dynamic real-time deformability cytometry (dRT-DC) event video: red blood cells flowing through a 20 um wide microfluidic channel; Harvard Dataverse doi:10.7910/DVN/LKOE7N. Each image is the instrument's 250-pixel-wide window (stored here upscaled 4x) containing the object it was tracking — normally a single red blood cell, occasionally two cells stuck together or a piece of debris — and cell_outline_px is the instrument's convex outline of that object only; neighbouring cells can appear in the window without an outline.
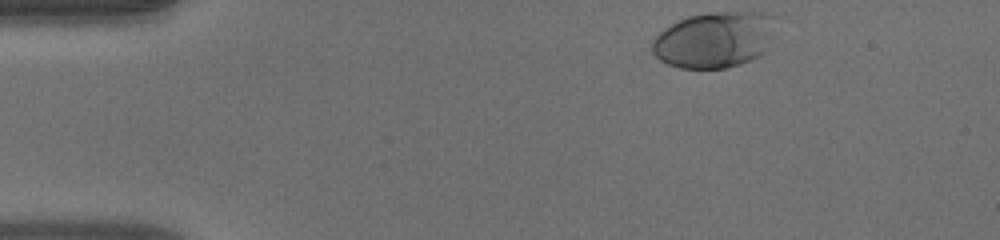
{"species": "human", "species_latin": "Homo sapiens", "temperature_condition": "warm", "stored_images_in_passage": 36, "camera_frame_rate_fps": 3000, "um_per_image_px": 0.085, "donor": {"sex": "male"}, "frame": {"image": 1, "passage_image": 1, "time_ms": 0.0, "image_size_px": [1000, 240], "cell_outline_px": [[776, 16], [764, 52], [760, 56], [740, 64], [724, 68], [680, 68], [668, 64], [660, 60], [652, 52], [652, 40], [664, 28], [688, 16], [708, 12], [772, 12]], "centroid_in_image_um": [60.71, 3.36], "position_along_channel_um": 24.3, "area_um2": 40.23}}
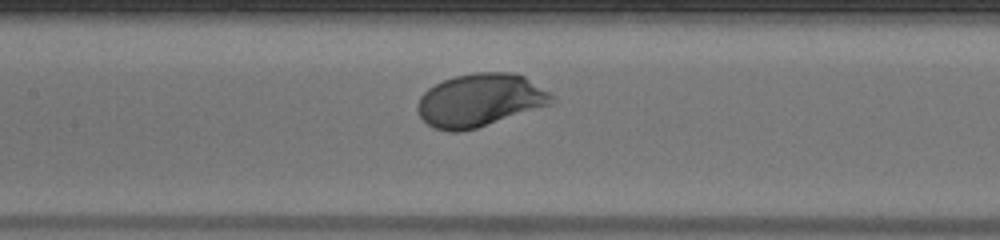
{"frame": {"image": 2, "passage_image": 18, "time_ms": 5.667, "image_size_px": [1000, 240], "cell_outline_px": [[552, 104], [476, 128], [460, 132], [448, 132], [432, 128], [420, 116], [416, 108], [416, 104], [420, 96], [428, 88], [444, 80], [456, 76], [476, 72], [512, 72], [524, 76], [548, 92], [552, 96]], "centroid_in_image_um": [40.75, 8.53], "position_along_channel_um": 166.7, "area_um2": 41.21}}
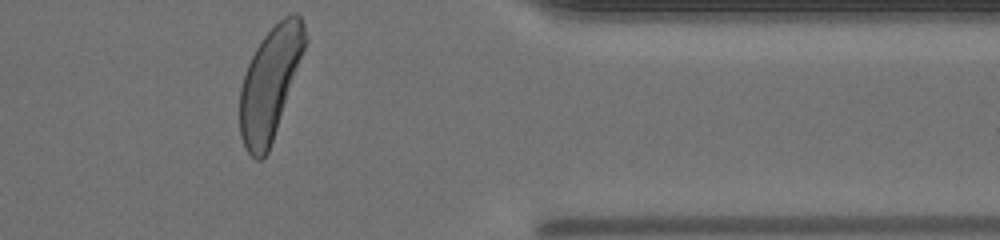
{"frame": {"image": 3, "passage_image": 36, "time_ms": 11.667, "image_size_px": [1000, 240], "cell_outline_px": [[308, 40], [268, 152], [260, 160], [256, 160], [244, 148], [240, 136], [240, 88], [248, 64], [256, 48], [264, 36], [284, 16], [292, 12], [296, 12], [300, 16], [304, 24]], "centroid_in_image_um": [22.96, 7.05], "position_along_channel_um": 388.4, "area_um2": 41.96}, "authors_computed_cell_mechanics": {"area_um2": 40.0843, "velocity_mm_per_s": 3.9875, "shape_relaxation_time_tau1_ms": 1.8514, "shape_relaxation_time_tau2_ms": null, "deformation_change_tau1": 0.1635, "deformation_change_tau2": null}}